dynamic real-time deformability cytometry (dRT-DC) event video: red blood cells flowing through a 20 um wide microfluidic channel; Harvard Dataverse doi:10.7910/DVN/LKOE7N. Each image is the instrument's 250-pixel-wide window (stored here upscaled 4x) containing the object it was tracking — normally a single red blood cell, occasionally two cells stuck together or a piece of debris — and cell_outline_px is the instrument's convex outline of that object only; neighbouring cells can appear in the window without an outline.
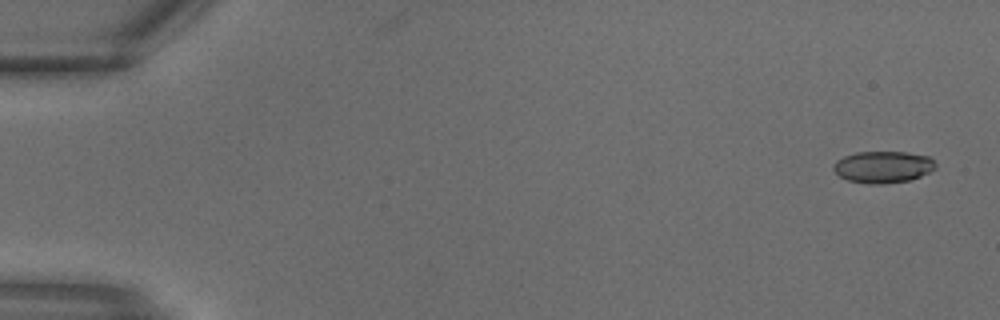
{"species": "common noctule bat (a hibernating species)", "species_latin": "Nyctalus noctula", "temperature_condition": "warm", "stored_images_in_passage": 13, "camera_frame_rate_fps": 3000, "um_per_image_px": 0.085, "animal": {"sex": "male", "body_mass_g": 18.8}, "frame": {"image": 1, "passage_image": 1, "time_ms": 0.0, "image_size_px": [1000, 320], "cell_outline_px": [[936, 168], [912, 180], [884, 184], [868, 184], [848, 180], [840, 176], [832, 168], [832, 164], [836, 160], [844, 156], [856, 152], [904, 152], [928, 156], [936, 164]], "centroid_in_image_um": [75.03, 14.2], "position_along_channel_um": 10.0, "area_um2": 18.96}}
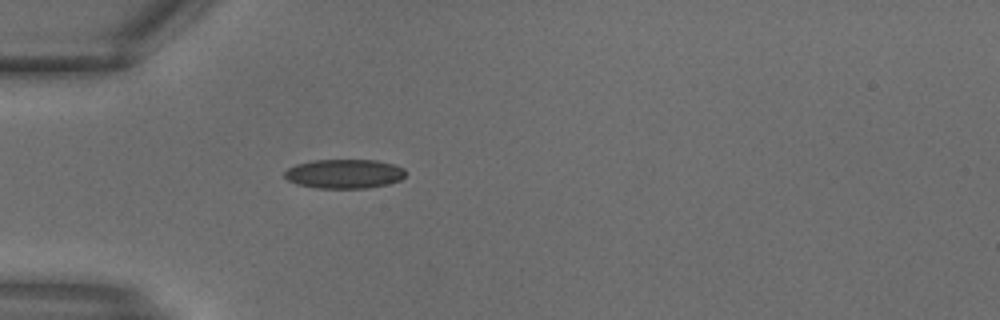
{"frame": {"image": 2, "passage_image": 9, "time_ms": 2.667, "image_size_px": [1000, 320], "cell_outline_px": [[404, 176], [400, 180], [388, 184], [364, 188], [316, 188], [296, 184], [288, 180], [284, 176], [284, 172], [288, 168], [296, 164], [312, 160], [376, 160], [392, 164], [404, 168]], "centroid_in_image_um": [29.23, 14.77], "position_along_channel_um": 55.8, "area_um2": 20.58}}